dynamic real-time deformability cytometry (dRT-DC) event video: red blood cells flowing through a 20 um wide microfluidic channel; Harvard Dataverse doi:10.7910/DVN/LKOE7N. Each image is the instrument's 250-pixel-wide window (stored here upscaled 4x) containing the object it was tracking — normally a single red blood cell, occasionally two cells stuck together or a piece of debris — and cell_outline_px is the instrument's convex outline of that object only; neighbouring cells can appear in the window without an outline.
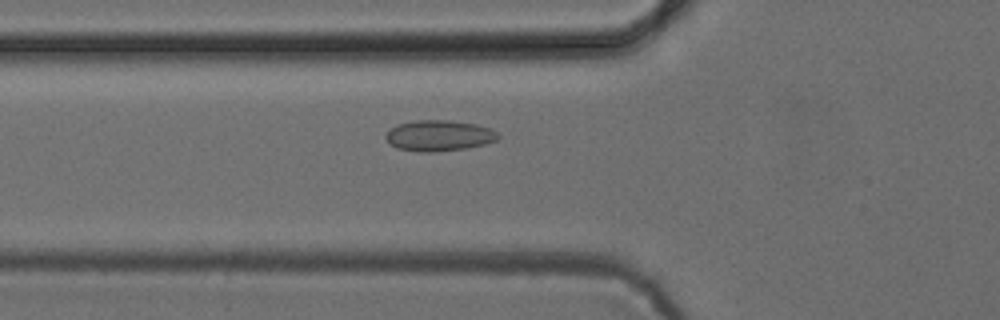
{"species": "common noctule bat (a hibernating species)", "species_latin": "Nyctalus noctula", "temperature_condition": "cold", "stored_images_in_passage": 41, "camera_frame_rate_fps": 3000, "um_per_image_px": 0.085, "animal": {"sex": "female", "body_mass_g": 24.6, "forearm_length_mm": 56.2}, "frame": {"image": 1, "passage_image": 8, "time_ms": 2.333, "image_size_px": [1000, 320], "cell_outline_px": [[500, 136], [496, 140], [484, 144], [468, 148], [432, 152], [420, 152], [396, 148], [384, 136], [396, 124], [416, 120], [448, 120], [476, 124], [488, 128], [496, 132]], "centroid_in_image_um": [37.31, 11.53], "position_along_channel_um": 88.5, "area_um2": 20.06}}
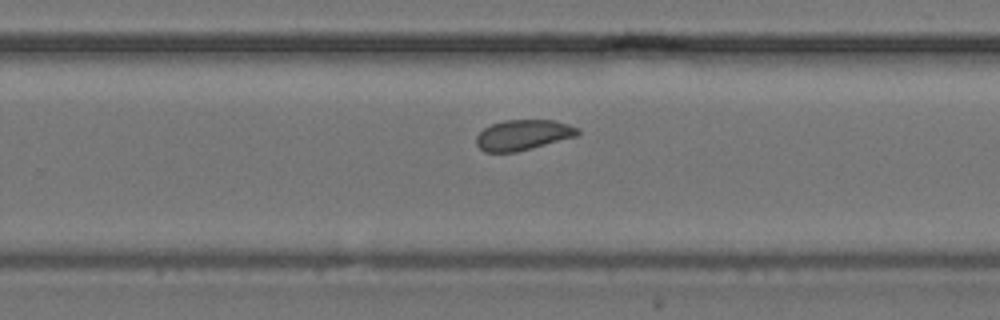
{"frame": {"image": 2, "passage_image": 23, "time_ms": 7.333, "image_size_px": [1000, 320], "cell_outline_px": [[580, 132], [576, 136], [532, 148], [516, 152], [484, 152], [476, 144], [476, 136], [484, 128], [492, 124], [504, 120], [556, 120], [580, 128]], "centroid_in_image_um": [44.46, 11.46], "position_along_channel_um": 285.3, "area_um2": 17.98}}
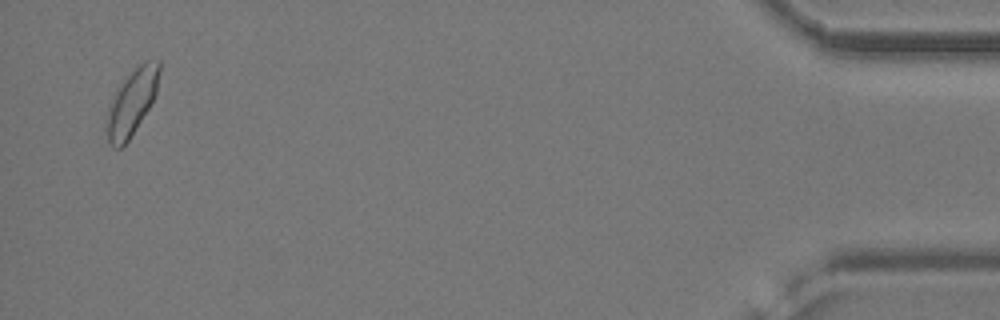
{"frame": {"image": 3, "passage_image": 40, "time_ms": 13.0, "image_size_px": [1000, 320], "cell_outline_px": [[160, 72], [156, 96], [128, 140], [120, 148], [112, 148], [108, 140], [104, 120], [112, 96], [124, 80], [144, 60], [160, 60]], "centroid_in_image_um": [11.19, 8.7], "position_along_channel_um": 424.0, "area_um2": 20.17}}